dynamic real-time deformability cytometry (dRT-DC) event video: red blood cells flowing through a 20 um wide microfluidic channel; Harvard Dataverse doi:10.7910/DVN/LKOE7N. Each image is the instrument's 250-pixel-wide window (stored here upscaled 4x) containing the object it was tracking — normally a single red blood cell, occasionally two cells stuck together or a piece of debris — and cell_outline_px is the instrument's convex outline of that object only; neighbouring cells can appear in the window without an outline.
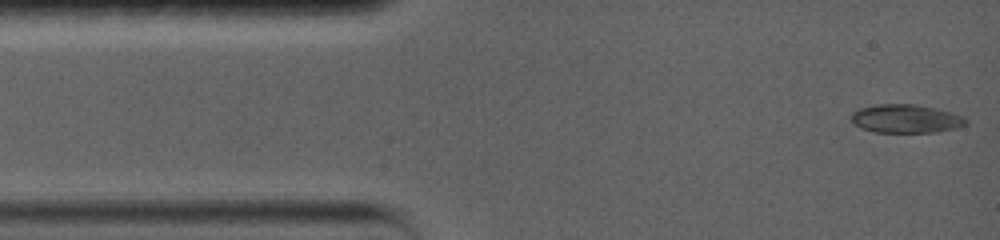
{"species": "common noctule bat (a hibernating species)", "species_latin": "Nyctalus noctula", "temperature_condition": "warm", "stored_images_in_passage": 12, "camera_frame_rate_fps": 5000, "um_per_image_px": 0.085, "animal": {"sex": "female", "body_mass_g": 19.0, "forearm_length_mm": 56.7}, "frame": {"image": 1, "passage_image": 1, "time_ms": 0.0, "image_size_px": [1000, 240], "cell_outline_px": [[968, 120], [964, 124], [956, 128], [936, 132], [876, 132], [860, 128], [852, 120], [852, 112], [860, 108], [876, 104], [912, 104], [936, 108], [952, 112], [964, 116]], "centroid_in_image_um": [77.01, 10.08], "position_along_channel_um": 8.0, "area_um2": 18.96}}
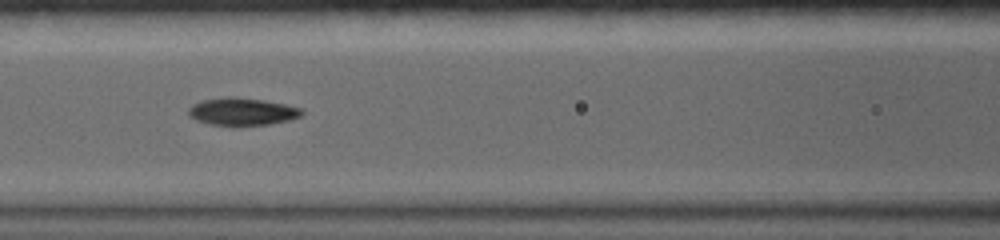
{"frame": {"image": 2, "passage_image": 6, "time_ms": 5.6, "image_size_px": [1000, 240], "cell_outline_px": [[304, 112], [300, 116], [288, 120], [268, 124], [236, 128], [208, 124], [196, 120], [188, 116], [188, 108], [192, 104], [200, 100], [224, 96], [236, 96], [264, 100], [284, 104], [300, 108]], "centroid_in_image_um": [20.5, 9.5], "position_along_channel_um": 146.1, "area_um2": 18.9}}
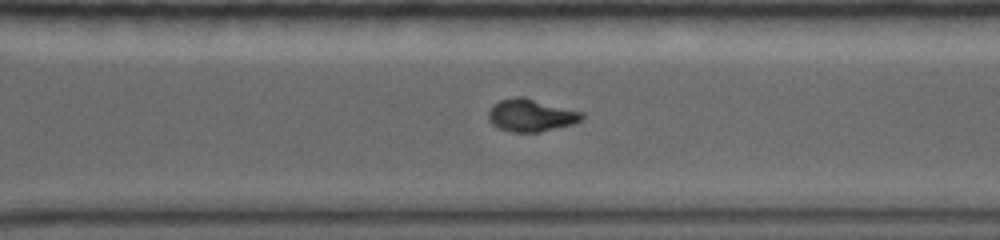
{"frame": {"image": 3, "passage_image": 12, "time_ms": 10.4, "image_size_px": [1000, 240], "cell_outline_px": [[584, 116], [580, 120], [572, 124], [540, 132], [512, 132], [500, 128], [492, 124], [488, 120], [488, 112], [492, 104], [500, 100], [516, 96], [524, 96], [584, 112]], "centroid_in_image_um": [45.12, 9.78], "position_along_channel_um": 325.5, "area_um2": 17.86}}